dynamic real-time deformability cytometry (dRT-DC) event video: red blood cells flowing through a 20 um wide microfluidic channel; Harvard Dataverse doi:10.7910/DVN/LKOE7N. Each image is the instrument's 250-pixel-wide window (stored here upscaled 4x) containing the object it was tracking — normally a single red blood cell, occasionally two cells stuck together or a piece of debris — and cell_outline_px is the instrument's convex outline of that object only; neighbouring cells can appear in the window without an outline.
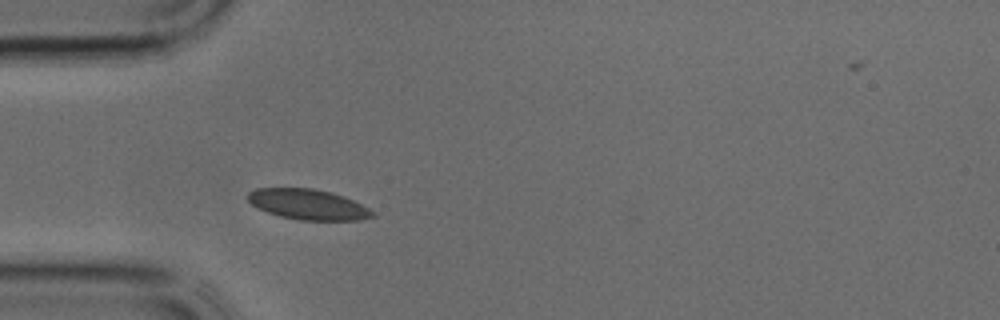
{"species": "common noctule bat (a hibernating species)", "species_latin": "Nyctalus noctula", "temperature_condition": "cold", "stored_images_in_passage": 29, "camera_frame_rate_fps": 3000, "um_per_image_px": 0.085, "animal": {"sex": "male", "body_mass_g": 17.9, "forearm_length_mm": 54.2}, "frame": {"image": 1, "passage_image": 1, "time_ms": 0.0, "image_size_px": [1000, 320], "cell_outline_px": [[376, 216], [360, 220], [300, 220], [280, 216], [268, 212], [252, 204], [244, 196], [248, 192], [256, 188], [312, 188], [332, 192], [344, 196], [376, 212]], "centroid_in_image_um": [26.19, 17.37], "position_along_channel_um": 58.8, "area_um2": 22.14}}
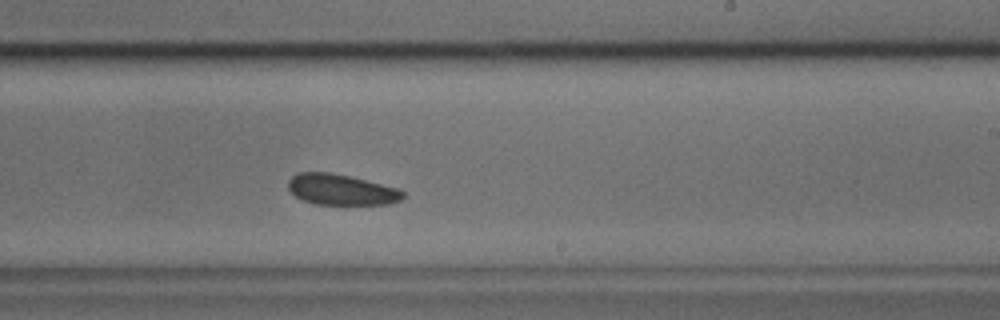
{"frame": {"image": 2, "passage_image": 13, "time_ms": 4.0, "image_size_px": [1000, 320], "cell_outline_px": [[404, 196], [400, 200], [388, 204], [316, 204], [304, 200], [296, 196], [288, 188], [288, 180], [296, 172], [328, 172], [348, 176], [400, 188], [404, 192]], "centroid_in_image_um": [29.0, 16.11], "position_along_channel_um": 260.0, "area_um2": 20.46}}
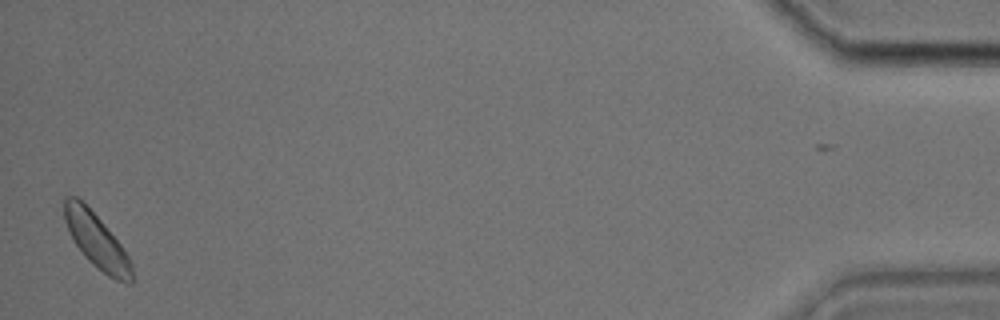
{"frame": {"image": 3, "passage_image": 28, "time_ms": 9.0, "image_size_px": [1000, 320], "cell_outline_px": [[132, 284], [128, 284], [116, 280], [108, 276], [92, 264], [84, 256], [72, 240], [64, 220], [64, 196], [76, 196], [100, 220], [120, 244], [128, 256], [132, 264]], "centroid_in_image_um": [8.19, 20.5], "position_along_channel_um": 427.0, "area_um2": 21.21}}